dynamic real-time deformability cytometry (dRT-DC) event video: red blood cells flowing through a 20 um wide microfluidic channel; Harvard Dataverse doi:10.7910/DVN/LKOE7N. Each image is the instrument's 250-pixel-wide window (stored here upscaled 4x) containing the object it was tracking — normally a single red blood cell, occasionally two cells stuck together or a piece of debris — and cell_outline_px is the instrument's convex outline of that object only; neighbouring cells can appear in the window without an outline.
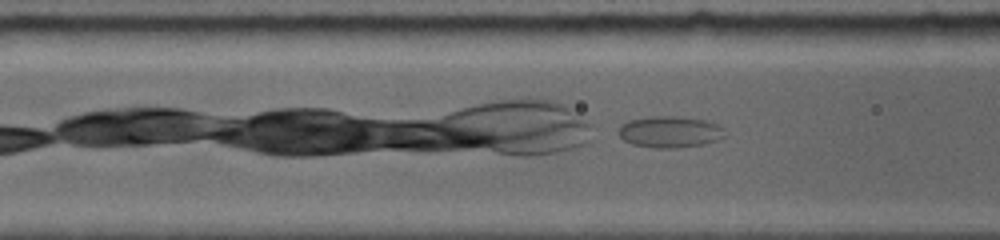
{"species": "common noctule bat (a hibernating species)", "species_latin": "Nyctalus noctula", "temperature_condition": "room temperature", "stored_images_in_passage": 12, "camera_frame_rate_fps": 5000, "um_per_image_px": 0.085, "animal": {"sex": "female", "body_mass_g": 19.0, "forearm_length_mm": 56.7}, "frame": {"image": 1, "passage_image": 5, "time_ms": 1.2, "image_size_px": [1000, 240], "cell_outline_px": [[728, 136], [704, 144], [676, 148], [656, 148], [632, 144], [624, 140], [616, 132], [620, 124], [628, 120], [648, 116], [676, 116], [704, 120], [720, 124], [724, 128]], "centroid_in_image_um": [56.95, 11.2], "position_along_channel_um": 109.7, "area_um2": 19.88}}